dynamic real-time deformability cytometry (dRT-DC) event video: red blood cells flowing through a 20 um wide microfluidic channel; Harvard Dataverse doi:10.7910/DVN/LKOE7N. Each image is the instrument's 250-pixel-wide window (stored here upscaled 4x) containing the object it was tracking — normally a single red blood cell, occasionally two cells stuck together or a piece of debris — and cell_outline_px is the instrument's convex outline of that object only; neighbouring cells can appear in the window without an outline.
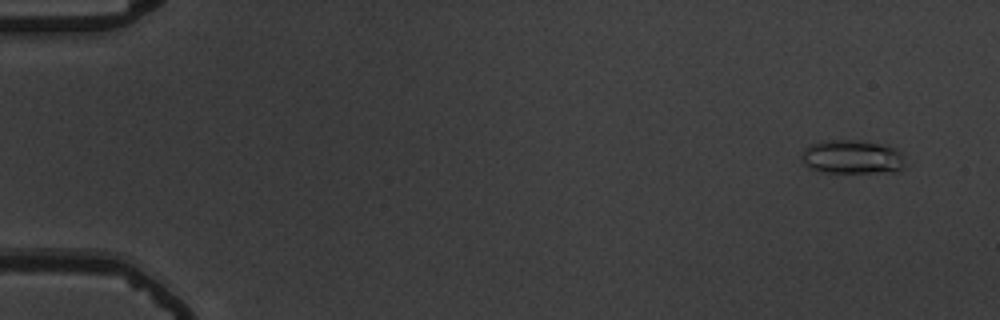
{"species": "common noctule bat (a hibernating species)", "species_latin": "Nyctalus noctula", "temperature_condition": "warm", "stored_images_in_passage": 57, "camera_frame_rate_fps": 3000, "um_per_image_px": 0.085, "animal": {"sex": "male", "body_mass_g": 19.5, "forearm_length_mm": 54.6}, "frame": {"image": 1, "passage_image": 4, "time_ms": 1.0, "image_size_px": [1000, 320], "cell_outline_px": [[908, 164], [904, 168], [896, 172], [824, 172], [808, 168], [804, 164], [800, 156], [800, 152], [808, 144], [824, 140], [860, 140], [880, 144], [896, 148], [900, 152]], "centroid_in_image_um": [72.42, 13.34], "position_along_channel_um": 12.6, "area_um2": 20.92}}
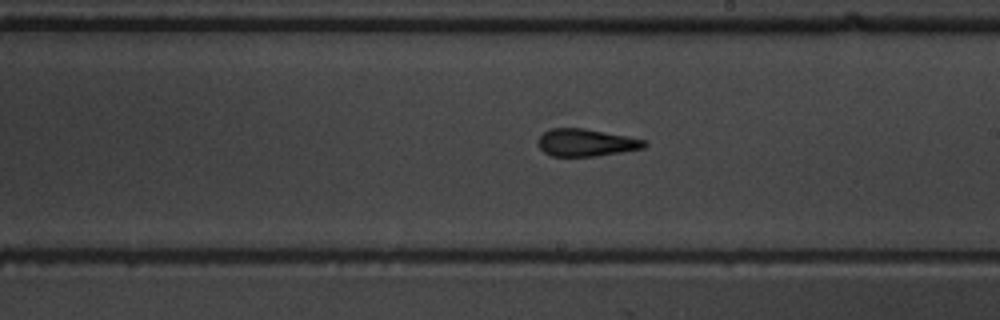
{"frame": {"image": 2, "passage_image": 34, "time_ms": 11.0, "image_size_px": [1000, 320], "cell_outline_px": [[648, 144], [644, 148], [596, 156], [552, 156], [544, 152], [540, 148], [536, 140], [544, 132], [552, 128], [584, 128], [644, 140]], "centroid_in_image_um": [49.77, 12.12], "position_along_channel_um": 239.2, "area_um2": 16.76}}
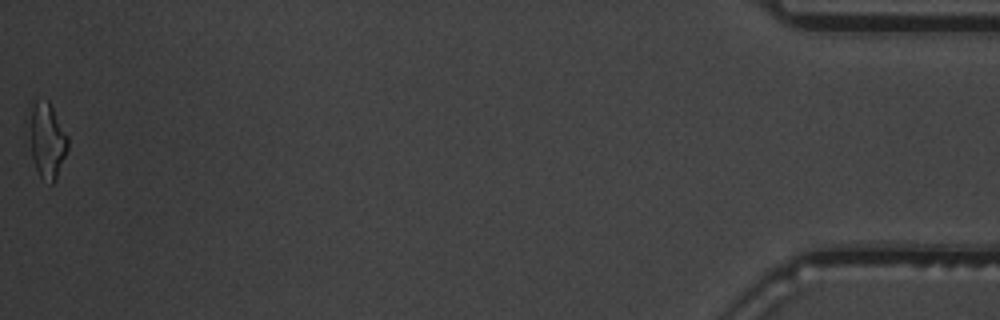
{"frame": {"image": 3, "passage_image": 57, "time_ms": 18.667, "image_size_px": [1000, 320], "cell_outline_px": [[68, 148], [56, 176], [52, 184], [40, 176], [36, 168], [32, 156], [28, 104], [36, 100], [48, 100], [68, 136]], "centroid_in_image_um": [3.98, 11.85], "position_along_channel_um": 431.2, "area_um2": 16.65}, "authors_computed_cell_mechanics": {"area_um2": 17.2244, "velocity_mm_per_s": 3.6771, "shape_relaxation_time_tau1_ms": 6.6281, "shape_relaxation_time_tau2_ms": 2.2022, "deformation_change_tau1": 0.2357, "deformation_change_tau2": 0.1331}}